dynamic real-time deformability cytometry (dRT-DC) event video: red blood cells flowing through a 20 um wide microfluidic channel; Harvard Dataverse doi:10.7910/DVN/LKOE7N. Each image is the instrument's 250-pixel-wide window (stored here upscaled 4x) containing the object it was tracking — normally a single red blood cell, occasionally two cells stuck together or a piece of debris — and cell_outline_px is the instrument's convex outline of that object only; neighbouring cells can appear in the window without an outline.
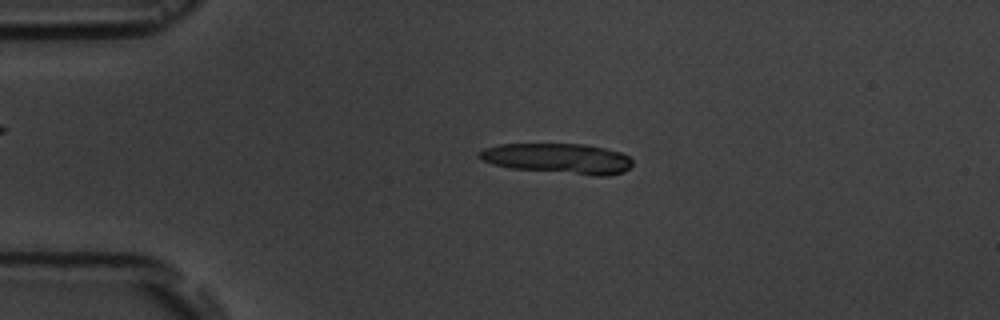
{"species": "common noctule bat (a hibernating species)", "species_latin": "Nyctalus noctula", "temperature_condition": "room temperature", "stored_images_in_passage": 6, "camera_frame_rate_fps": 3000, "um_per_image_px": 0.085, "animal": {"sex": "male", "body_mass_g": 19.5, "forearm_length_mm": 54.6}, "frame": {"image": 1, "passage_image": 3, "time_ms": 2.667, "image_size_px": [1000, 320], "cell_outline_px": [[632, 164], [624, 172], [608, 176], [596, 176], [508, 168], [492, 164], [480, 160], [476, 156], [476, 152], [484, 148], [500, 144], [584, 144], [604, 148], [620, 152], [628, 156], [632, 160]], "centroid_in_image_um": [47.38, 13.48], "position_along_channel_um": 37.6, "area_um2": 27.4}}